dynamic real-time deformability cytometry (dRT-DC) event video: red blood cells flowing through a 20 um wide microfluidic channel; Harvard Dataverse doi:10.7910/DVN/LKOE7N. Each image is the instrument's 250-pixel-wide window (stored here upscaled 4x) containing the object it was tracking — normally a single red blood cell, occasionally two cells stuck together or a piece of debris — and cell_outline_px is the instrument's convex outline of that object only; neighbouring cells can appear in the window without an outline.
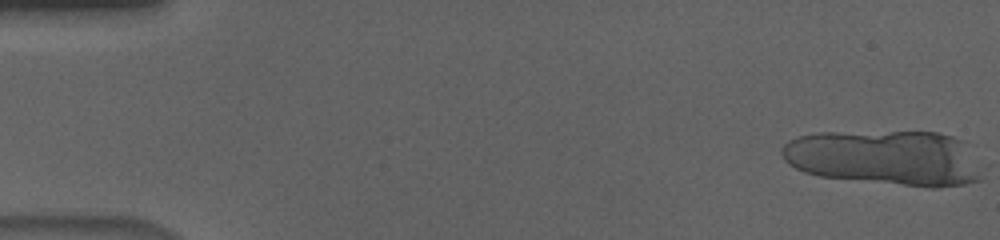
{"species": "human", "species_latin": "Homo sapiens", "temperature_condition": "cold", "stored_images_in_passage": 16, "camera_frame_rate_fps": 3000, "um_per_image_px": 0.085, "donor": {"sex": "male"}, "frame": {"image": 1, "passage_image": 1, "time_ms": 0.0, "image_size_px": [1000, 240], "cell_outline_px": [[980, 180], [964, 184], [940, 188], [928, 188], [820, 176], [804, 172], [788, 164], [784, 160], [780, 152], [780, 148], [788, 140], [800, 136], [820, 132], [940, 132], [964, 140], [980, 172]], "centroid_in_image_um": [75.21, 13.41], "position_along_channel_um": 9.8, "area_um2": 64.62}}